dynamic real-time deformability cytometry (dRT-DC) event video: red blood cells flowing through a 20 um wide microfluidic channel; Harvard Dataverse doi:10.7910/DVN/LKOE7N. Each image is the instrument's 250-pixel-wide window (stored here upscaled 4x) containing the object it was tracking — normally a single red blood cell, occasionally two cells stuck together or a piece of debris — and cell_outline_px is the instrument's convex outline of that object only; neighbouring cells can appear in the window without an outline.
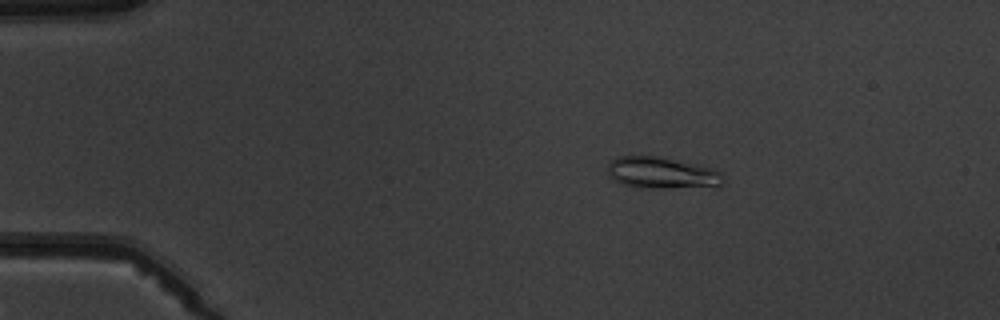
{"species": "common noctule bat (a hibernating species)", "species_latin": "Nyctalus noctula", "temperature_condition": "warm", "stored_images_in_passage": 5, "camera_frame_rate_fps": 3000, "um_per_image_px": 0.085, "animal": {"sex": "male", "body_mass_g": 19.5, "forearm_length_mm": 54.6}, "frame": {"image": 1, "passage_image": 2, "time_ms": 1.333, "image_size_px": [1000, 320], "cell_outline_px": [[724, 180], [720, 188], [652, 188], [624, 184], [616, 180], [608, 172], [608, 164], [616, 156], [656, 156], [700, 164], [716, 168], [724, 172]], "centroid_in_image_um": [56.44, 14.7], "position_along_channel_um": 28.6, "area_um2": 21.79}}